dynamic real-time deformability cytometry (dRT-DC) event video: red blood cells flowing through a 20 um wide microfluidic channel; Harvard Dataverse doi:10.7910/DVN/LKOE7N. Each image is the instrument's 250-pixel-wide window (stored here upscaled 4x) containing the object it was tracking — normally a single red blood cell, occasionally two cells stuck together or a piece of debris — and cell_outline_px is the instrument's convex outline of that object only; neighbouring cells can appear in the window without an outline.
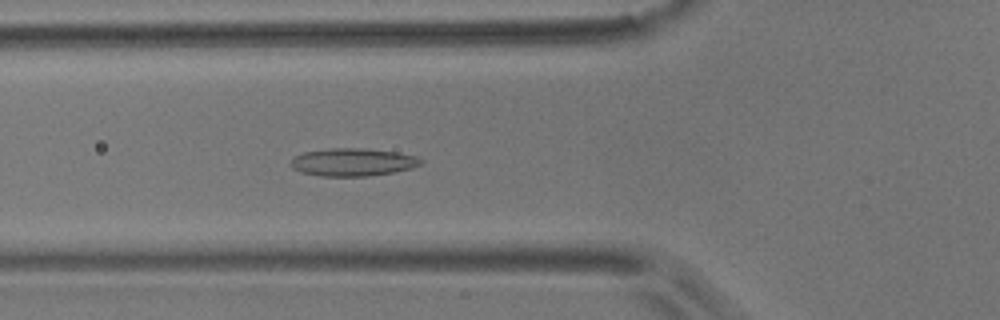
{"species": "common noctule bat (a hibernating species)", "species_latin": "Nyctalus noctula", "temperature_condition": "room temperature", "stored_images_in_passage": 5, "camera_frame_rate_fps": 3000, "um_per_image_px": 0.085, "animal": {"sex": "male", "body_mass_g": 17.9}, "frame": {"image": 1, "passage_image": 5, "time_ms": 1.333, "image_size_px": [1000, 320], "cell_outline_px": [[424, 160], [420, 164], [412, 168], [392, 172], [368, 176], [320, 176], [300, 172], [292, 168], [288, 164], [292, 156], [304, 152], [328, 148], [364, 148], [400, 152], [416, 156]], "centroid_in_image_um": [29.94, 13.77], "position_along_channel_um": 95.9, "area_um2": 21.39}}